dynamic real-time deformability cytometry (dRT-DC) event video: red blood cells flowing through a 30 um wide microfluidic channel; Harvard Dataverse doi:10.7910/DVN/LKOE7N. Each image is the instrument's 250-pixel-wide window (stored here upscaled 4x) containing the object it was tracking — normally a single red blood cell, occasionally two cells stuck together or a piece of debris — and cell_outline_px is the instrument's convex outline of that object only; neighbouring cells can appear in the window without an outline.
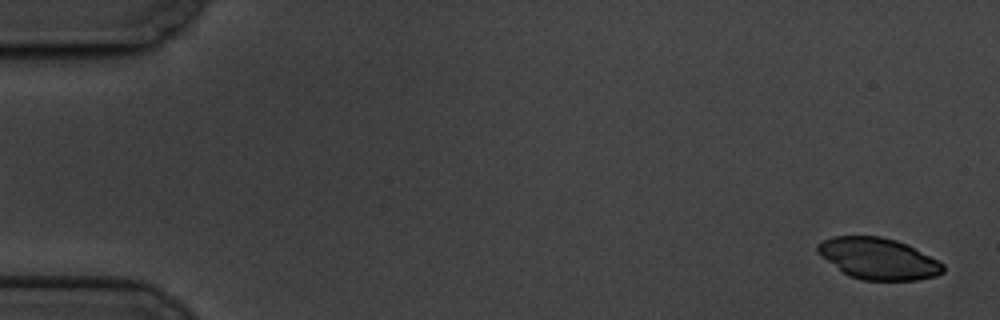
{"species": "common noctule bat (a hibernating species)", "species_latin": "Nyctalus noctula", "temperature_condition": "cold", "stored_images_in_passage": 6, "camera_frame_rate_fps": 3000, "um_per_image_px": 0.085, "animal": {"sex": "male", "body_mass_g": 19.5, "forearm_length_mm": 54.6}, "frame": {"image": 1, "passage_image": 1, "time_ms": 0.0, "image_size_px": [1000, 320], "cell_outline_px": [[944, 272], [936, 276], [916, 280], [860, 280], [848, 276], [820, 256], [816, 252], [816, 244], [832, 236], [880, 236], [896, 240], [944, 264]], "centroid_in_image_um": [74.59, 21.99], "position_along_channel_um": 10.4, "area_um2": 30.06}}